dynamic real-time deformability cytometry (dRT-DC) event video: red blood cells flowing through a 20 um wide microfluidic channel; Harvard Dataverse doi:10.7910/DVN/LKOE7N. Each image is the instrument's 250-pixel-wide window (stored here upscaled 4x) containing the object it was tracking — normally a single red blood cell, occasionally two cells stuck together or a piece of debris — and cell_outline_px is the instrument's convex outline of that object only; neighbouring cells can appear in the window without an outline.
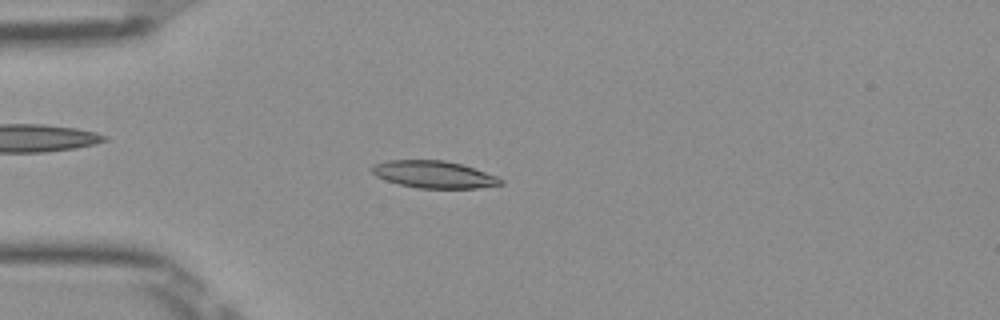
{"species": "Egyptian fruit bat (a non-hibernating species)", "species_latin": "Rousettus aegyptiacus", "temperature_condition": "room temperature", "stored_images_in_passage": 50, "camera_frame_rate_fps": 3000, "um_per_image_px": 0.085, "frame": {"image": 1, "passage_image": 13, "time_ms": 4.0, "image_size_px": [1000, 320], "cell_outline_px": [[504, 184], [476, 188], [416, 188], [384, 180], [376, 176], [372, 172], [372, 164], [388, 160], [444, 160], [460, 164], [496, 176], [504, 180]], "centroid_in_image_um": [36.85, 14.83], "position_along_channel_um": 48.2, "area_um2": 20.29}}
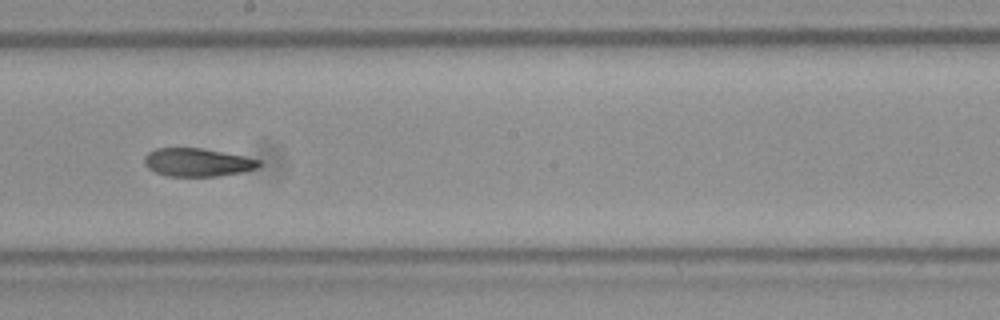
{"frame": {"image": 2, "passage_image": 28, "time_ms": 9.0, "image_size_px": [1000, 320], "cell_outline_px": [[264, 164], [256, 168], [244, 172], [216, 176], [168, 176], [156, 172], [148, 168], [144, 164], [144, 156], [148, 152], [156, 148], [200, 148], [244, 156], [260, 160]], "centroid_in_image_um": [16.79, 13.8], "position_along_channel_um": 231.4, "area_um2": 18.84}}
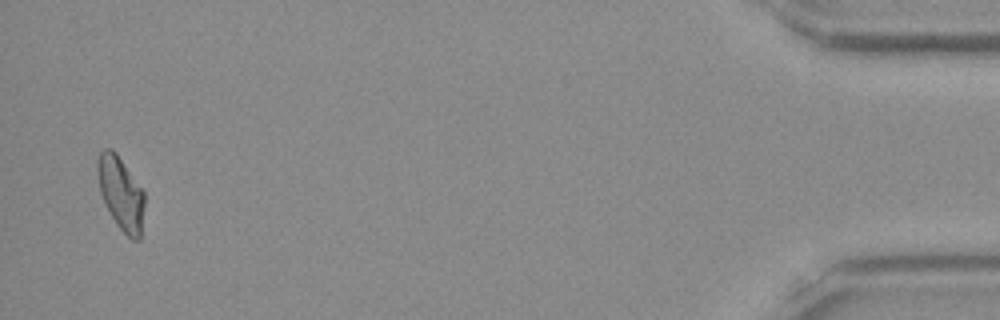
{"frame": {"image": 3, "passage_image": 49, "time_ms": 16.0, "image_size_px": [1000, 320], "cell_outline_px": [[144, 204], [140, 240], [132, 240], [116, 224], [100, 192], [96, 172], [96, 160], [100, 152], [104, 148], [112, 148], [116, 152], [144, 192]], "centroid_in_image_um": [10.25, 16.39], "position_along_channel_um": 424.9, "area_um2": 19.88}, "authors_computed_cell_mechanics": {"area_um2": 19.8832, "velocity_mm_per_s": 3.9684, "shape_relaxation_time_tau1_ms": null, "shape_relaxation_time_tau2_ms": 4.1233, "deformation_change_tau1": null, "deformation_change_tau2": 0.1012}}